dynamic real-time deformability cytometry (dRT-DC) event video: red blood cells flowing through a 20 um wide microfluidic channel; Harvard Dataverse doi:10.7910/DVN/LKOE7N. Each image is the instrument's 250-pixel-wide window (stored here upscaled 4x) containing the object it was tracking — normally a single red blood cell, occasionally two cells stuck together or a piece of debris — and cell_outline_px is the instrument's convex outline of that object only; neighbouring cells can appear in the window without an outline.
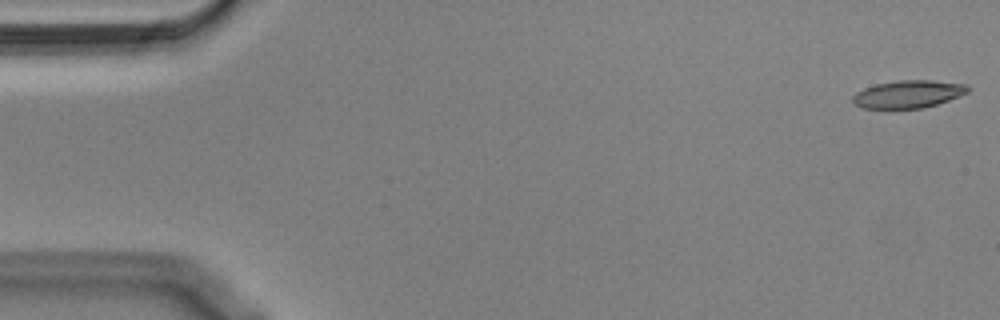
{"species": "Egyptian fruit bat (a non-hibernating species)", "species_latin": "Rousettus aegyptiacus", "temperature_condition": "cold", "stored_images_in_passage": 9, "camera_frame_rate_fps": 3000, "um_per_image_px": 0.085, "animal": {"sex": "male"}, "frame": {"image": 1, "passage_image": 1, "time_ms": 0.0, "image_size_px": [1000, 320], "cell_outline_px": [[968, 92], [960, 96], [924, 108], [864, 108], [856, 104], [852, 100], [852, 96], [856, 92], [864, 88], [876, 84], [896, 80], [932, 80], [968, 84]], "centroid_in_image_um": [77.21, 7.99], "position_along_channel_um": 7.8, "area_um2": 18.5}}